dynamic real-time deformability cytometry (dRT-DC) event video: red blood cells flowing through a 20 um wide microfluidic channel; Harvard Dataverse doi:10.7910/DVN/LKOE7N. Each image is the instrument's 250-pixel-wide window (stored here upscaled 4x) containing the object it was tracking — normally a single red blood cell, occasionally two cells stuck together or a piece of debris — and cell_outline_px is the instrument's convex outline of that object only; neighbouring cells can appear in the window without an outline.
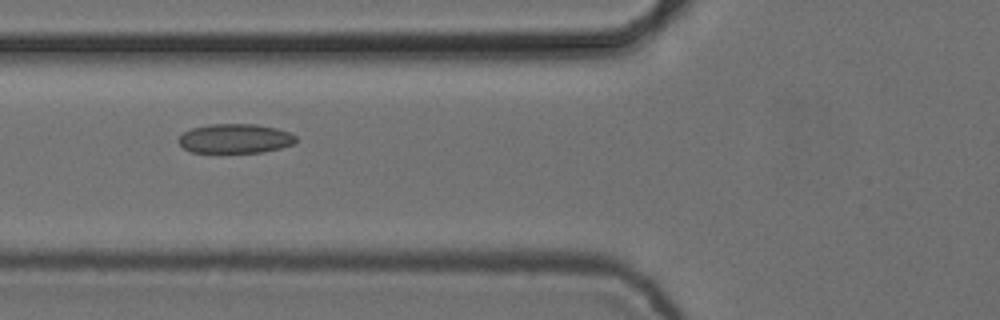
{"species": "common noctule bat (a hibernating species)", "species_latin": "Nyctalus noctula", "temperature_condition": "cold", "stored_images_in_passage": 5, "camera_frame_rate_fps": 3000, "um_per_image_px": 0.085, "animal": {"sex": "female", "body_mass_g": 24.6, "forearm_length_mm": 56.2}, "frame": {"image": 1, "passage_image": 4, "time_ms": 1.0, "image_size_px": [1000, 320], "cell_outline_px": [[296, 140], [292, 144], [280, 148], [260, 152], [192, 152], [184, 148], [176, 140], [184, 132], [192, 128], [212, 124], [256, 124], [276, 128], [288, 132], [296, 136]], "centroid_in_image_um": [19.97, 11.77], "position_along_channel_um": 105.8, "area_um2": 19.88}}
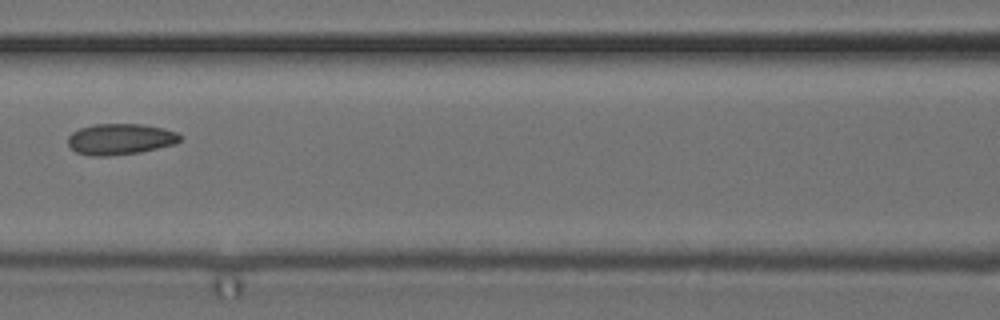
{"frame": {"image": 2, "passage_image": 5, "time_ms": 1.333, "image_size_px": [1000, 320], "cell_outline_px": [[184, 136], [176, 144], [140, 152], [108, 156], [88, 156], [76, 152], [68, 144], [68, 136], [72, 132], [80, 128], [92, 124], [140, 124], [164, 128], [176, 132]], "centroid_in_image_um": [10.23, 11.83], "position_along_channel_um": 156.4, "area_um2": 20.46}}